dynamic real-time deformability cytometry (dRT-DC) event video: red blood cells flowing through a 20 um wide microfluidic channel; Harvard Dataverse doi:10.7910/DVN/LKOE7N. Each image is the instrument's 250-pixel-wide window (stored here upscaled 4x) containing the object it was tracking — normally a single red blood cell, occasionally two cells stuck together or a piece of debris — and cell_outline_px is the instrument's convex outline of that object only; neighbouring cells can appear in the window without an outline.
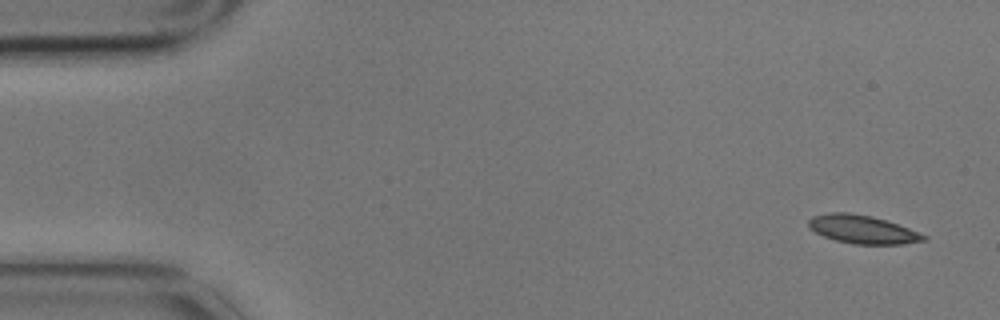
{"species": "common noctule bat (a hibernating species)", "species_latin": "Nyctalus noctula", "temperature_condition": "cold", "stored_images_in_passage": 6, "camera_frame_rate_fps": 3000, "um_per_image_px": 0.085, "animal": {"sex": "male", "body_mass_g": 17.9}, "frame": {"image": 1, "passage_image": 1, "time_ms": 0.0, "image_size_px": [1000, 320], "cell_outline_px": [[928, 240], [904, 244], [852, 244], [836, 240], [824, 236], [808, 228], [808, 220], [812, 216], [828, 212], [848, 212], [872, 216], [908, 228], [928, 236]], "centroid_in_image_um": [73.3, 19.5], "position_along_channel_um": 11.7, "area_um2": 19.02}}
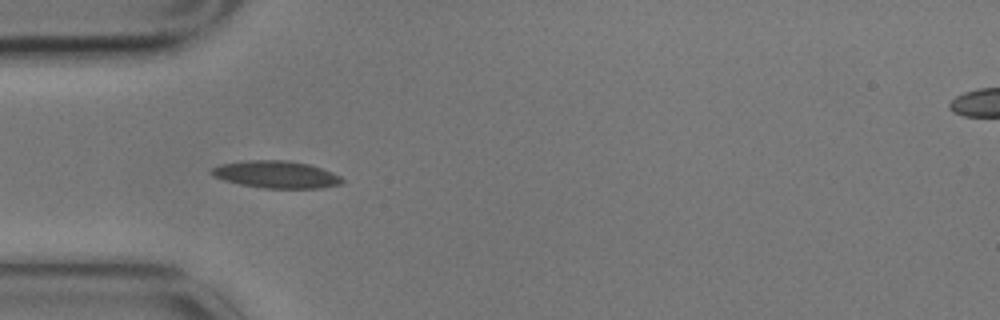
{"frame": {"image": 2, "passage_image": 5, "time_ms": 1.333, "image_size_px": [1000, 320], "cell_outline_px": [[344, 184], [320, 188], [264, 188], [240, 184], [224, 180], [212, 176], [208, 172], [212, 168], [220, 164], [248, 160], [288, 160], [308, 164], [332, 172], [340, 176], [344, 180]], "centroid_in_image_um": [23.47, 14.83], "position_along_channel_um": 61.5, "area_um2": 20.81}}